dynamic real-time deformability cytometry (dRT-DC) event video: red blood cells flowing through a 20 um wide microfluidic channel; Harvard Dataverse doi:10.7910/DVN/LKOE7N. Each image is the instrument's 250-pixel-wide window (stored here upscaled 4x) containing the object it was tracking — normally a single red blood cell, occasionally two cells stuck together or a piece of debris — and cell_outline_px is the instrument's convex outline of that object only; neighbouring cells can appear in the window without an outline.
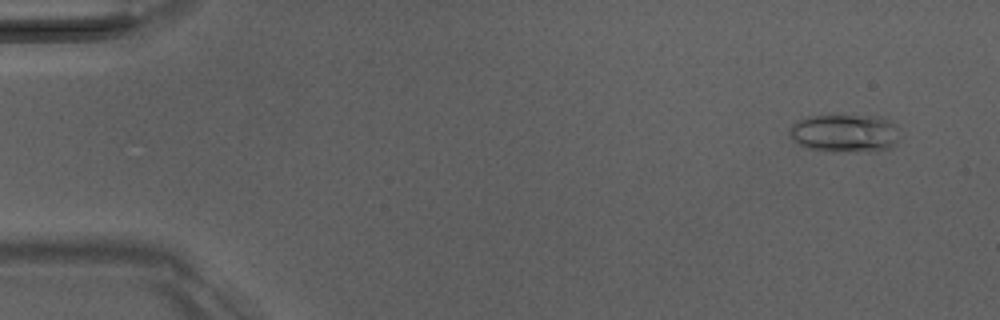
{"species": "Egyptian fruit bat (a non-hibernating species)", "species_latin": "Rousettus aegyptiacus", "temperature_condition": "room temperature", "stored_images_in_passage": 21, "camera_frame_rate_fps": 3000, "um_per_image_px": 0.085, "animal": {"sex": "male"}, "frame": {"image": 1, "passage_image": 4, "time_ms": 1.0, "image_size_px": [1000, 320], "cell_outline_px": [[900, 128], [896, 140], [892, 148], [872, 152], [828, 152], [808, 148], [792, 140], [792, 124], [808, 116], [880, 116], [896, 124]], "centroid_in_image_um": [71.88, 11.35], "position_along_channel_um": 13.1, "area_um2": 24.62}}
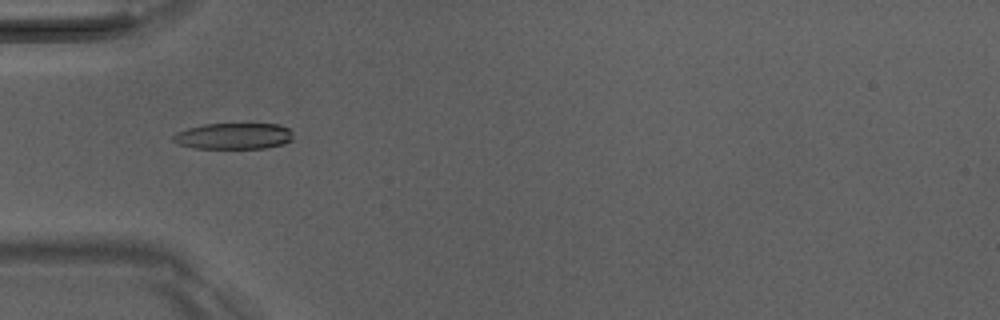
{"frame": {"image": 2, "passage_image": 17, "time_ms": 5.333, "image_size_px": [1000, 320], "cell_outline_px": [[292, 140], [268, 148], [196, 148], [176, 144], [172, 140], [172, 136], [176, 132], [188, 128], [204, 124], [280, 124], [288, 128], [292, 132]], "centroid_in_image_um": [19.83, 11.56], "position_along_channel_um": 65.2, "area_um2": 18.32}}